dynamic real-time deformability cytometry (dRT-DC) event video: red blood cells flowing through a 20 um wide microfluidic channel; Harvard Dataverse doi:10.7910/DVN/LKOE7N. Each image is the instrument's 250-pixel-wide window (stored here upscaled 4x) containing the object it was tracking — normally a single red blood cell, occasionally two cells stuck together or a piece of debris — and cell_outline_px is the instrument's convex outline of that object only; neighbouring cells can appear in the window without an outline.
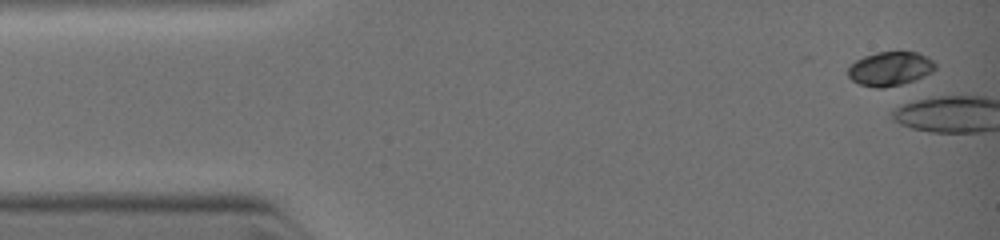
{"species": "common noctule bat (a hibernating species)", "species_latin": "Nyctalus noctula", "temperature_condition": "warm", "stored_images_in_passage": 3, "camera_frame_rate_fps": 3000, "um_per_image_px": 0.085, "animal": {"sex": "female", "body_mass_g": 19.0, "forearm_length_mm": 51.5}, "frame": {"image": 1, "passage_image": 1, "time_ms": 0.0, "image_size_px": [1000, 240], "cell_outline_px": [[936, 68], [932, 72], [924, 76], [900, 84], [884, 88], [876, 88], [860, 84], [852, 80], [848, 76], [848, 68], [856, 60], [864, 56], [876, 52], [916, 52], [928, 56], [936, 64]], "centroid_in_image_um": [75.66, 5.83], "position_along_channel_um": 9.3, "area_um2": 17.22}}